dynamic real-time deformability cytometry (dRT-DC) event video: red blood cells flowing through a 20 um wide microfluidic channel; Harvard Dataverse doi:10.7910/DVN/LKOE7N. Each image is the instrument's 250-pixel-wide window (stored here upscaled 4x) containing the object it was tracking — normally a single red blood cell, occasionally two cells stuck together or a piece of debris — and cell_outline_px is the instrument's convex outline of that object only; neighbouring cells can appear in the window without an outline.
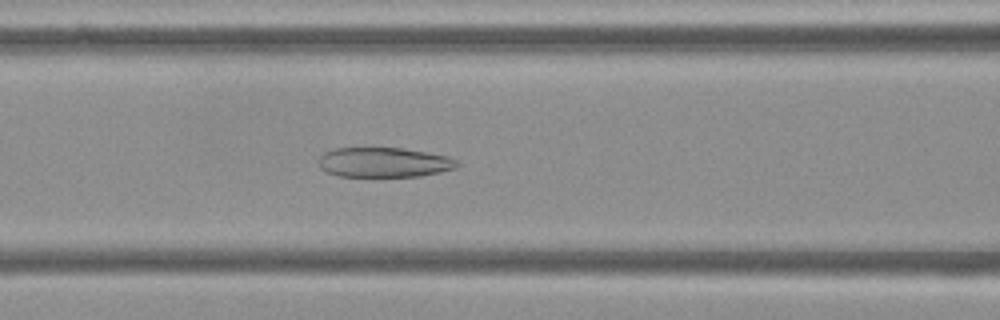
{"species": "Egyptian fruit bat (a non-hibernating species)", "species_latin": "Rousettus aegyptiacus", "temperature_condition": "cold", "stored_images_in_passage": 51, "camera_frame_rate_fps": 3000, "um_per_image_px": 0.085, "frame": {"image": 1, "passage_image": 18, "time_ms": 5.667, "image_size_px": [1000, 320], "cell_outline_px": [[460, 164], [456, 168], [440, 172], [420, 176], [336, 176], [324, 172], [316, 164], [316, 160], [324, 152], [336, 148], [404, 148], [428, 152], [448, 156], [456, 160]], "centroid_in_image_um": [32.59, 13.8], "position_along_channel_um": 134.0, "area_um2": 24.39}}
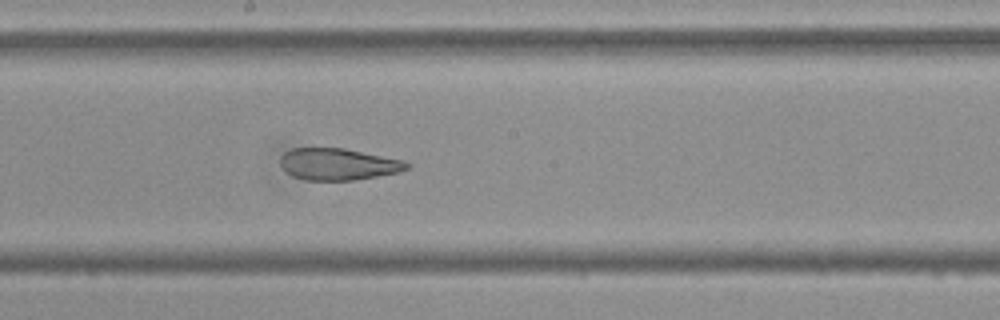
{"frame": {"image": 2, "passage_image": 25, "time_ms": 8.0, "image_size_px": [1000, 320], "cell_outline_px": [[412, 164], [408, 168], [400, 172], [352, 180], [304, 180], [292, 176], [284, 172], [280, 164], [280, 156], [284, 152], [292, 148], [344, 148], [404, 160]], "centroid_in_image_um": [28.72, 13.95], "position_along_channel_um": 219.5, "area_um2": 23.58}}
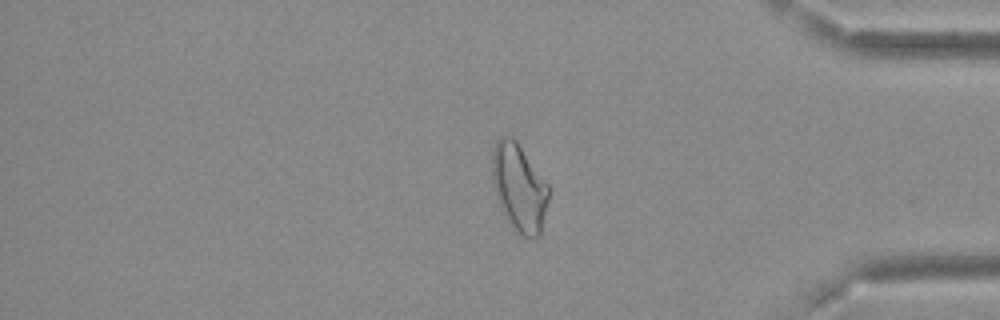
{"frame": {"image": 3, "passage_image": 41, "time_ms": 13.333, "image_size_px": [1000, 320], "cell_outline_px": [[548, 200], [540, 236], [520, 236], [516, 232], [504, 212], [496, 196], [492, 176], [492, 148], [496, 140], [500, 136], [512, 136], [516, 140], [548, 184]], "centroid_in_image_um": [44.11, 15.9], "position_along_channel_um": 391.1, "area_um2": 28.5}, "authors_computed_cell_mechanics": {"area_um2": 28.4954, "velocity_mm_per_s": 3.6642, "shape_relaxation_time_tau1_ms": null, "shape_relaxation_time_tau2_ms": 3.1573, "deformation_change_tau1": null, "deformation_change_tau2": 0.1159}}